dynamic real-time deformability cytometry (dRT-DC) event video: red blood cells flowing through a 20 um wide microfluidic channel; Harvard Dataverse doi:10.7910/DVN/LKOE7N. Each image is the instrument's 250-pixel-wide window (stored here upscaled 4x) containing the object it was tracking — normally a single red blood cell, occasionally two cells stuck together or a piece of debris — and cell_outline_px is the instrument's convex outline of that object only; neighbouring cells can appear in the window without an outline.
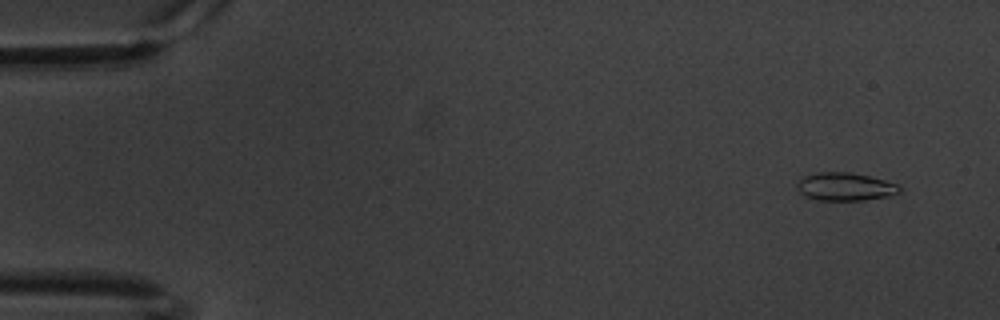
{"species": "common noctule bat (a hibernating species)", "species_latin": "Nyctalus noctula", "temperature_condition": "warm", "stored_images_in_passage": 57, "camera_frame_rate_fps": 3000, "um_per_image_px": 0.085, "animal": {"sex": "male", "body_mass_g": 20.1, "forearm_length_mm": 53.5}, "frame": {"image": 1, "passage_image": 1, "time_ms": 0.0, "image_size_px": [1000, 320], "cell_outline_px": [[900, 192], [888, 196], [864, 200], [816, 200], [804, 196], [796, 188], [796, 184], [804, 176], [816, 172], [848, 172], [868, 176], [884, 180], [896, 184], [900, 188]], "centroid_in_image_um": [71.79, 15.87], "position_along_channel_um": 13.2, "area_um2": 16.65}}
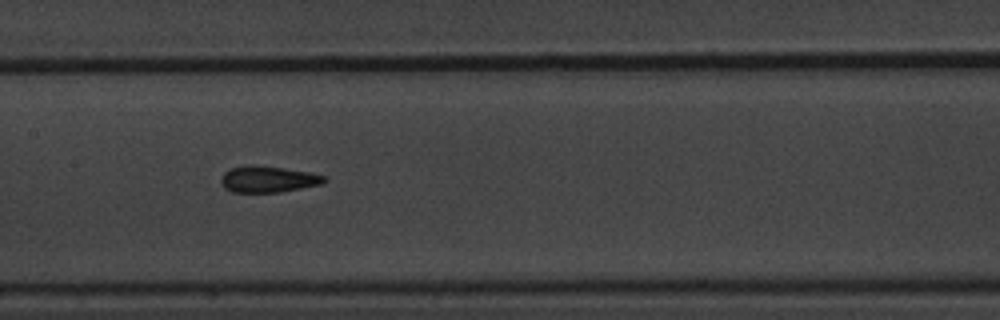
{"frame": {"image": 2, "passage_image": 27, "time_ms": 8.667, "image_size_px": [1000, 320], "cell_outline_px": [[328, 180], [320, 184], [280, 192], [232, 192], [224, 188], [220, 180], [224, 172], [232, 168], [244, 164], [256, 164], [284, 168], [308, 172], [324, 176]], "centroid_in_image_um": [22.74, 15.22], "position_along_channel_um": 184.7, "area_um2": 15.9}}
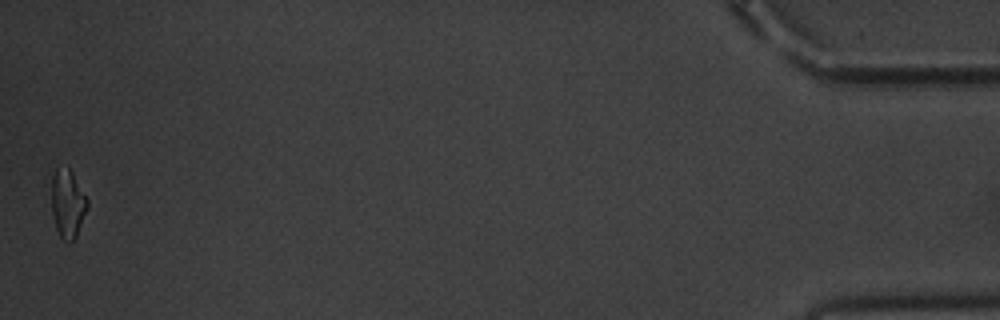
{"frame": {"image": 3, "passage_image": 57, "time_ms": 18.667, "image_size_px": [1000, 320], "cell_outline_px": [[88, 208], [76, 236], [68, 244], [60, 236], [56, 228], [52, 212], [52, 176], [56, 168], [68, 164], [88, 200]], "centroid_in_image_um": [5.76, 17.26], "position_along_channel_um": 429.4, "area_um2": 14.39}, "authors_computed_cell_mechanics": {"area_um2": 15.5482, "velocity_mm_per_s": 3.3616, "shape_relaxation_time_tau1_ms": 5.0073, "shape_relaxation_time_tau2_ms": 1.9187, "deformation_change_tau1": 0.1293, "deformation_change_tau2": 0.0812}}